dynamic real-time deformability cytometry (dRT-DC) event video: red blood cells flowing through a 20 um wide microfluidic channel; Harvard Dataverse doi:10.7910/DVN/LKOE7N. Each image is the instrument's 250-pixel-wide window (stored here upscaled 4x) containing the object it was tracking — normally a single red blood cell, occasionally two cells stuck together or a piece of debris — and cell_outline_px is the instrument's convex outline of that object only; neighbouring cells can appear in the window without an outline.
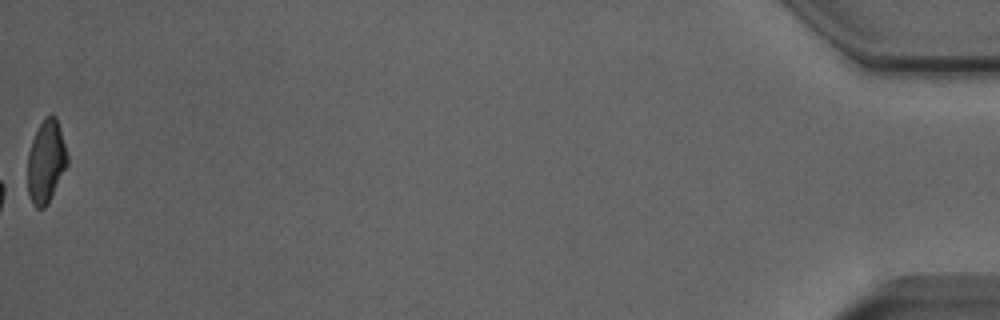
{"species": "Egyptian fruit bat (a non-hibernating species)", "species_latin": "Rousettus aegyptiacus", "temperature_condition": "room temperature", "stored_images_in_passage": 36, "camera_frame_rate_fps": 3000, "um_per_image_px": 0.085, "animal": {"sex": "male"}, "frame": {"image": 1, "passage_image": 36, "time_ms": 11.667, "image_size_px": [1000, 320], "cell_outline_px": [[68, 164], [48, 204], [44, 208], [36, 208], [32, 204], [28, 196], [28, 152], [32, 140], [40, 124], [52, 112], [56, 116], [60, 128], [68, 156]], "centroid_in_image_um": [3.92, 13.76], "position_along_channel_um": 431.3, "area_um2": 19.19}, "authors_computed_cell_mechanics": {"area_um2": 18.2937, "velocity_mm_per_s": 4.0288, "shape_relaxation_time_tau1_ms": 11.1817, "shape_relaxation_time_tau2_ms": 0.7345, "deformation_change_tau1": 0.2025, "deformation_change_tau2": 0.0638}}